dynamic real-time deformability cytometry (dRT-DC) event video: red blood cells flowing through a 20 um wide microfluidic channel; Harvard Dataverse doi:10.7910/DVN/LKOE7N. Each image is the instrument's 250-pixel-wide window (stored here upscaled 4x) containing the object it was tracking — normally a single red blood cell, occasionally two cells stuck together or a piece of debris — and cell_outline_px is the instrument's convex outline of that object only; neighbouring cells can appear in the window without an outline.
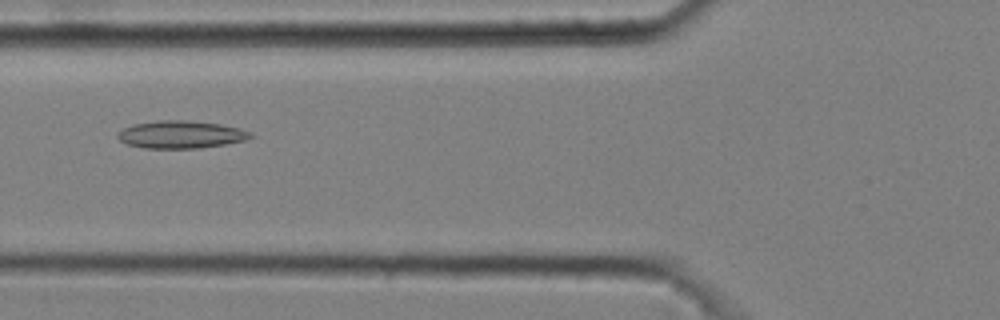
{"species": "common noctule bat (a hibernating species)", "species_latin": "Nyctalus noctula", "temperature_condition": "cold", "stored_images_in_passage": 6, "camera_frame_rate_fps": 3000, "um_per_image_px": 0.085, "animal": {"sex": "male", "body_mass_g": 20.4}, "frame": {"image": 1, "passage_image": 5, "time_ms": 1.333, "image_size_px": [1000, 320], "cell_outline_px": [[256, 136], [248, 140], [200, 148], [144, 148], [128, 144], [120, 140], [116, 136], [124, 128], [132, 124], [160, 120], [184, 120], [220, 124], [240, 128], [252, 132]], "centroid_in_image_um": [15.43, 11.43], "position_along_channel_um": 110.4, "area_um2": 21.39}}
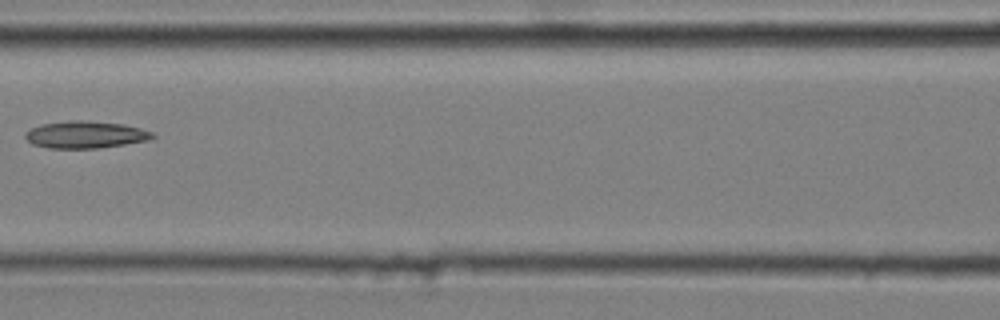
{"frame": {"image": 2, "passage_image": 6, "time_ms": 1.667, "image_size_px": [1000, 320], "cell_outline_px": [[156, 136], [148, 140], [124, 144], [96, 148], [48, 148], [32, 144], [24, 136], [24, 132], [40, 124], [72, 120], [84, 120], [124, 124], [140, 128], [152, 132]], "centroid_in_image_um": [7.24, 11.44], "position_along_channel_um": 159.4, "area_um2": 20.06}}